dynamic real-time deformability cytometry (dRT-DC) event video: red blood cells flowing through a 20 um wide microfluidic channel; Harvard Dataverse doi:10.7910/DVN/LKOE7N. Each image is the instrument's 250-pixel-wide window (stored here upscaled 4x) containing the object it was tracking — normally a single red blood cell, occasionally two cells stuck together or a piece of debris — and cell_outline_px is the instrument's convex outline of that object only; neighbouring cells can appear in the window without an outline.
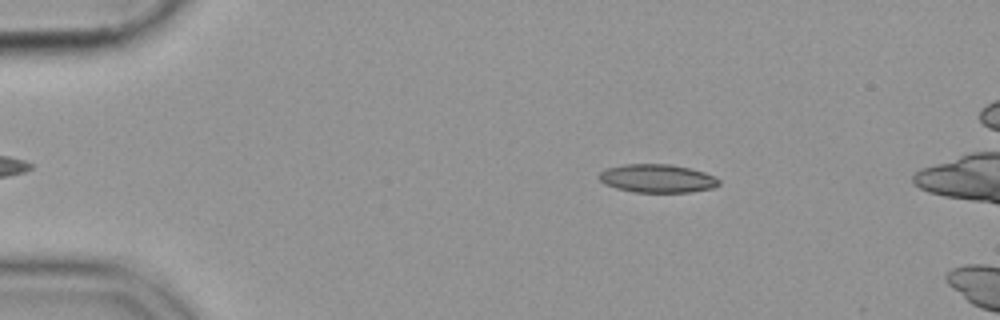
{"species": "common noctule bat (a hibernating species)", "species_latin": "Nyctalus noctula", "temperature_condition": "cold", "stored_images_in_passage": 13, "camera_frame_rate_fps": 3000, "um_per_image_px": 0.085, "animal": {"sex": "female", "body_mass_g": 19.9}, "frame": {"image": 1, "passage_image": 8, "time_ms": 2.333, "image_size_px": [1000, 320], "cell_outline_px": [[720, 184], [712, 188], [688, 192], [632, 192], [616, 188], [604, 184], [596, 176], [604, 168], [624, 164], [672, 164], [704, 172], [720, 180]], "centroid_in_image_um": [55.8, 15.16], "position_along_channel_um": 29.2, "area_um2": 19.88}}